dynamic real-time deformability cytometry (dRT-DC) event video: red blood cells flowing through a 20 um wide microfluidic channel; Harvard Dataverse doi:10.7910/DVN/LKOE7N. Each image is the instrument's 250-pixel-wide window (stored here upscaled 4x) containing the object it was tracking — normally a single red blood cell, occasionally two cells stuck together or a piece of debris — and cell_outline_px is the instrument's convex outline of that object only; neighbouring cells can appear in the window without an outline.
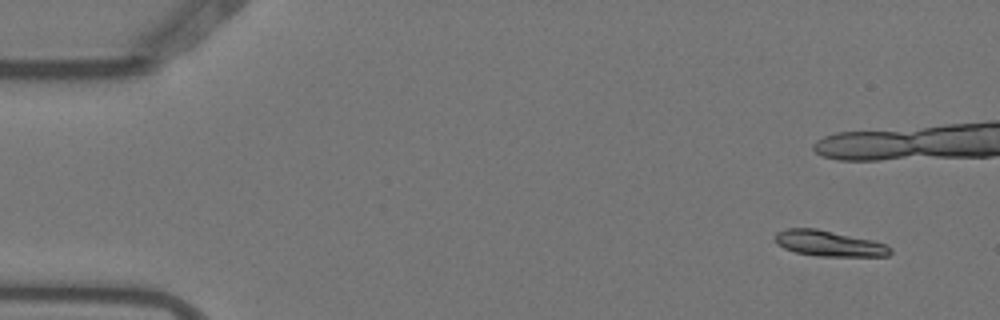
{"species": "Egyptian fruit bat (a non-hibernating species)", "species_latin": "Rousettus aegyptiacus", "temperature_condition": "warm", "stored_images_in_passage": 4, "camera_frame_rate_fps": 3000, "um_per_image_px": 0.085, "animal": {"sex": "female"}, "frame": {"image": 1, "passage_image": 1, "time_ms": 0.0, "image_size_px": [1000, 320], "cell_outline_px": [[892, 252], [888, 256], [820, 256], [796, 252], [784, 248], [776, 244], [776, 232], [788, 228], [816, 228], [872, 240], [884, 244], [892, 248]], "centroid_in_image_um": [70.46, 20.69], "position_along_channel_um": 14.5, "area_um2": 17.11}}